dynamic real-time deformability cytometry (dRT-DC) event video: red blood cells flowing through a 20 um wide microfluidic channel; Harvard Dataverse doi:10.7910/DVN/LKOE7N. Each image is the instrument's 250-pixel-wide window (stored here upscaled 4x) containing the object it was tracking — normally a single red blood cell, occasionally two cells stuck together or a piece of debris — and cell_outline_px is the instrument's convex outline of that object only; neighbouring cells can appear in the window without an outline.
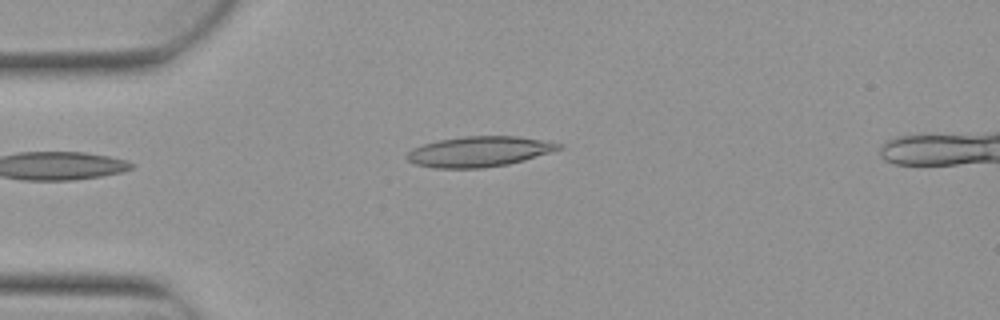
{"species": "Egyptian fruit bat (a non-hibernating species)", "species_latin": "Rousettus aegyptiacus", "temperature_condition": "warm", "stored_images_in_passage": 2, "camera_frame_rate_fps": 3000, "um_per_image_px": 0.085, "animal": {"sex": "female"}, "frame": {"image": 1, "passage_image": 1, "time_ms": 0.0, "image_size_px": [1000, 320], "cell_outline_px": [[564, 148], [524, 160], [508, 164], [484, 168], [432, 168], [416, 164], [408, 160], [404, 156], [412, 148], [424, 144], [440, 140], [464, 136], [520, 136], [560, 144]], "centroid_in_image_um": [40.7, 12.89], "position_along_channel_um": 44.3, "area_um2": 26.76}}